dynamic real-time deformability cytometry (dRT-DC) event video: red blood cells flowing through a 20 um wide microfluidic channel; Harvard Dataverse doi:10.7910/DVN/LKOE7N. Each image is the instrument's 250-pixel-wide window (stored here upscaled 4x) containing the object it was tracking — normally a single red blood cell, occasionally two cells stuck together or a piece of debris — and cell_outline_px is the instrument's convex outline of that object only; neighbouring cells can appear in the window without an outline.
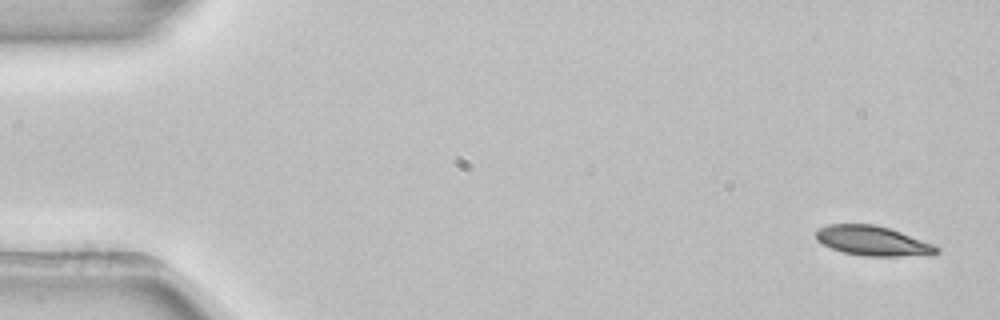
{"species": "common noctule bat (a hibernating species)", "species_latin": "Nyctalus noctula", "temperature_condition": "room temperature", "stored_images_in_passage": 30, "camera_frame_rate_fps": 3000, "um_per_image_px": 0.085, "animal": {"sex": "female", "body_mass_g": 22.7, "forearm_length_mm": 54.2}, "frame": {"image": 1, "passage_image": 1, "time_ms": 0.0, "image_size_px": [1000, 320], "cell_outline_px": [[940, 252], [932, 256], [864, 256], [844, 252], [832, 248], [816, 240], [816, 232], [820, 228], [828, 224], [872, 224], [888, 228], [900, 232], [932, 244], [940, 248]], "centroid_in_image_um": [74.23, 20.49], "position_along_channel_um": 10.8, "area_um2": 20.81}}